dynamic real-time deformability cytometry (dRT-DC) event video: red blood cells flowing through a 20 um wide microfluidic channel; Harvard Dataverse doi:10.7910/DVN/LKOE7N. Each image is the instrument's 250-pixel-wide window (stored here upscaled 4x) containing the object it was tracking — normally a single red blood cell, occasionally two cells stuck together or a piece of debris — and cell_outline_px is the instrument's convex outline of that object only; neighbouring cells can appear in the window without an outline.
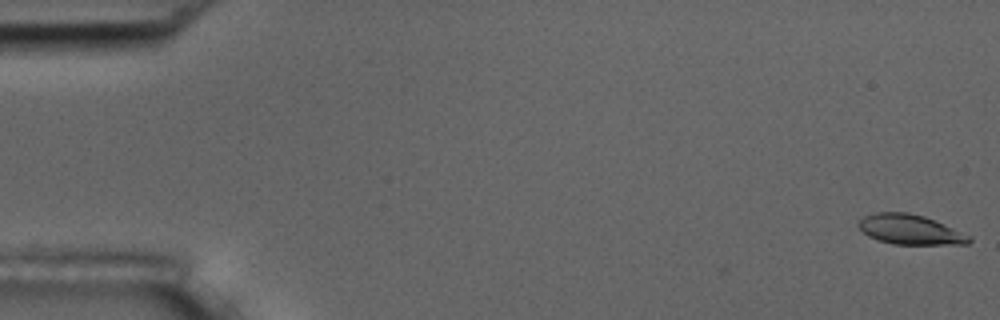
{"species": "common noctule bat (a hibernating species)", "species_latin": "Nyctalus noctula", "temperature_condition": "room temperature", "stored_images_in_passage": 5, "camera_frame_rate_fps": 3000, "um_per_image_px": 0.085, "animal": {"sex": "male", "body_mass_g": 17.5, "forearm_length_mm": 52.3}, "frame": {"image": 1, "passage_image": 1, "time_ms": 0.0, "image_size_px": [1000, 320], "cell_outline_px": [[972, 240], [968, 244], [892, 244], [868, 236], [856, 224], [864, 216], [876, 212], [908, 212], [924, 216], [944, 224], [972, 236]], "centroid_in_image_um": [77.37, 19.51], "position_along_channel_um": 7.6, "area_um2": 19.19}}
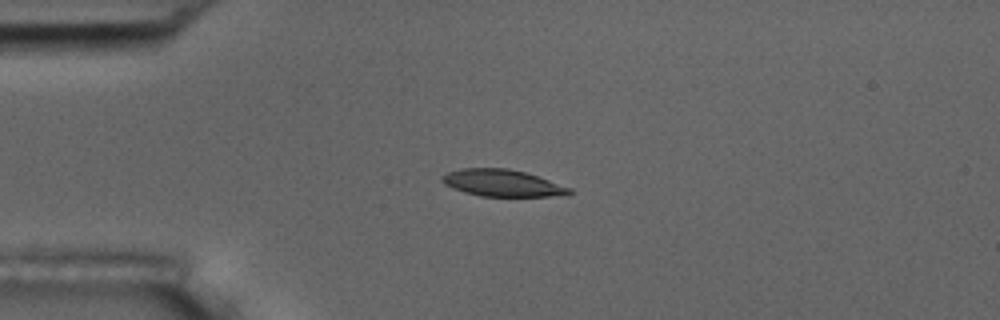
{"frame": {"image": 2, "passage_image": 4, "time_ms": 4.333, "image_size_px": [1000, 320], "cell_outline_px": [[572, 192], [568, 196], [480, 196], [464, 192], [452, 188], [444, 184], [440, 180], [440, 176], [448, 172], [460, 168], [508, 168], [524, 172], [572, 188]], "centroid_in_image_um": [42.67, 15.56], "position_along_channel_um": 42.3, "area_um2": 20.0}}